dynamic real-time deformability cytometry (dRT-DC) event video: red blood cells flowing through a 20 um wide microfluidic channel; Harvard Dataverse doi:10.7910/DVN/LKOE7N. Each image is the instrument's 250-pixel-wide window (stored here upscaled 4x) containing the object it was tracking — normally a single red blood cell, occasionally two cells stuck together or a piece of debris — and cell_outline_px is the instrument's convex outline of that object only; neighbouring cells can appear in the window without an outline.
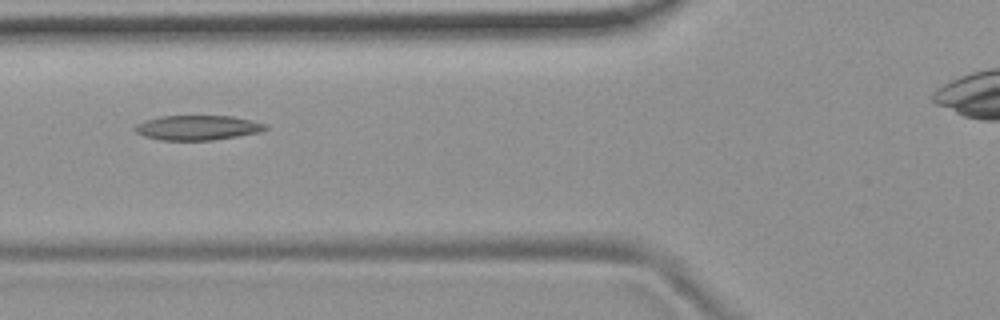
{"species": "common noctule bat (a hibernating species)", "species_latin": "Nyctalus noctula", "temperature_condition": "room temperature", "stored_images_in_passage": 5, "camera_frame_rate_fps": 3000, "um_per_image_px": 0.085, "animal": {"sex": "female", "body_mass_g": 19.9}, "frame": {"image": 1, "passage_image": 3, "time_ms": 0.667, "image_size_px": [1000, 320], "cell_outline_px": [[268, 128], [260, 132], [212, 140], [160, 140], [144, 136], [136, 132], [132, 128], [136, 124], [144, 120], [160, 116], [232, 116], [268, 124]], "centroid_in_image_um": [16.76, 10.85], "position_along_channel_um": 109.0, "area_um2": 18.84}}
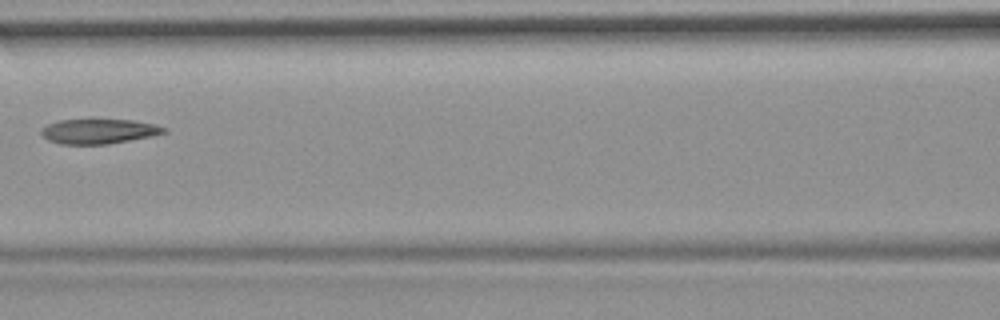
{"frame": {"image": 2, "passage_image": 4, "time_ms": 1.0, "image_size_px": [1000, 320], "cell_outline_px": [[168, 132], [152, 136], [108, 144], [60, 144], [48, 140], [40, 132], [40, 128], [48, 124], [60, 120], [88, 116], [92, 116], [132, 120], [156, 124], [168, 128]], "centroid_in_image_um": [8.4, 11.1], "position_along_channel_um": 158.2, "area_um2": 18.84}}